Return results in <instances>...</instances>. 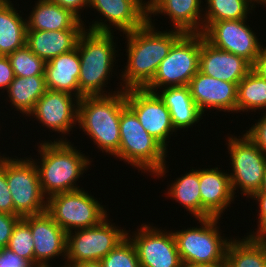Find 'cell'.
Returning <instances> with one entry per match:
<instances>
[{
	"label": "cell",
	"mask_w": 266,
	"mask_h": 267,
	"mask_svg": "<svg viewBox=\"0 0 266 267\" xmlns=\"http://www.w3.org/2000/svg\"><path fill=\"white\" fill-rule=\"evenodd\" d=\"M183 267H229L227 260L220 261L215 264H196V265H184Z\"/></svg>",
	"instance_id": "7bdbcfd3"
},
{
	"label": "cell",
	"mask_w": 266,
	"mask_h": 267,
	"mask_svg": "<svg viewBox=\"0 0 266 267\" xmlns=\"http://www.w3.org/2000/svg\"><path fill=\"white\" fill-rule=\"evenodd\" d=\"M45 75L30 77L15 76L7 88V95L17 111L21 114H29L34 110L38 99L47 91Z\"/></svg>",
	"instance_id": "4316f807"
},
{
	"label": "cell",
	"mask_w": 266,
	"mask_h": 267,
	"mask_svg": "<svg viewBox=\"0 0 266 267\" xmlns=\"http://www.w3.org/2000/svg\"><path fill=\"white\" fill-rule=\"evenodd\" d=\"M125 106L126 90L106 96H83L79 100V129L93 139L102 153L115 155L119 151V124Z\"/></svg>",
	"instance_id": "3957f363"
},
{
	"label": "cell",
	"mask_w": 266,
	"mask_h": 267,
	"mask_svg": "<svg viewBox=\"0 0 266 267\" xmlns=\"http://www.w3.org/2000/svg\"><path fill=\"white\" fill-rule=\"evenodd\" d=\"M252 127L246 130V135L266 155V112Z\"/></svg>",
	"instance_id": "8d00e7d4"
},
{
	"label": "cell",
	"mask_w": 266,
	"mask_h": 267,
	"mask_svg": "<svg viewBox=\"0 0 266 267\" xmlns=\"http://www.w3.org/2000/svg\"><path fill=\"white\" fill-rule=\"evenodd\" d=\"M35 4L26 18L27 31L85 29L83 21L68 9L50 0H38Z\"/></svg>",
	"instance_id": "7402d4cb"
},
{
	"label": "cell",
	"mask_w": 266,
	"mask_h": 267,
	"mask_svg": "<svg viewBox=\"0 0 266 267\" xmlns=\"http://www.w3.org/2000/svg\"><path fill=\"white\" fill-rule=\"evenodd\" d=\"M249 198L257 200L260 209L258 211L259 224L257 225L259 228L257 227L258 230L256 232L253 231L247 236L266 241V192H256Z\"/></svg>",
	"instance_id": "d590c367"
},
{
	"label": "cell",
	"mask_w": 266,
	"mask_h": 267,
	"mask_svg": "<svg viewBox=\"0 0 266 267\" xmlns=\"http://www.w3.org/2000/svg\"><path fill=\"white\" fill-rule=\"evenodd\" d=\"M64 138L60 137L53 142L42 141L38 145L41 160L35 164L41 189L47 198L57 193L80 189L76 181L91 164L89 157Z\"/></svg>",
	"instance_id": "7a4b0ae2"
},
{
	"label": "cell",
	"mask_w": 266,
	"mask_h": 267,
	"mask_svg": "<svg viewBox=\"0 0 266 267\" xmlns=\"http://www.w3.org/2000/svg\"><path fill=\"white\" fill-rule=\"evenodd\" d=\"M201 219L216 217L234 201L229 173L216 168L199 170Z\"/></svg>",
	"instance_id": "ffe728a7"
},
{
	"label": "cell",
	"mask_w": 266,
	"mask_h": 267,
	"mask_svg": "<svg viewBox=\"0 0 266 267\" xmlns=\"http://www.w3.org/2000/svg\"><path fill=\"white\" fill-rule=\"evenodd\" d=\"M148 17L167 15L174 30L183 33L203 32V6L201 0H148ZM201 7V8H200ZM202 9V10H201Z\"/></svg>",
	"instance_id": "44dd1931"
},
{
	"label": "cell",
	"mask_w": 266,
	"mask_h": 267,
	"mask_svg": "<svg viewBox=\"0 0 266 267\" xmlns=\"http://www.w3.org/2000/svg\"><path fill=\"white\" fill-rule=\"evenodd\" d=\"M239 239L229 240L226 250L229 267H266V241L249 236Z\"/></svg>",
	"instance_id": "83f0119b"
},
{
	"label": "cell",
	"mask_w": 266,
	"mask_h": 267,
	"mask_svg": "<svg viewBox=\"0 0 266 267\" xmlns=\"http://www.w3.org/2000/svg\"><path fill=\"white\" fill-rule=\"evenodd\" d=\"M167 192L170 199L179 202L197 220L201 219V193L199 182V169L189 170L180 178L174 180Z\"/></svg>",
	"instance_id": "f1b7e54d"
},
{
	"label": "cell",
	"mask_w": 266,
	"mask_h": 267,
	"mask_svg": "<svg viewBox=\"0 0 266 267\" xmlns=\"http://www.w3.org/2000/svg\"><path fill=\"white\" fill-rule=\"evenodd\" d=\"M108 216L98 225L67 233L66 267L85 261H101L127 238L125 229H118ZM74 234V235H73Z\"/></svg>",
	"instance_id": "9c48e42d"
},
{
	"label": "cell",
	"mask_w": 266,
	"mask_h": 267,
	"mask_svg": "<svg viewBox=\"0 0 266 267\" xmlns=\"http://www.w3.org/2000/svg\"><path fill=\"white\" fill-rule=\"evenodd\" d=\"M120 146L113 156L130 163L140 171L163 177L166 170L167 150L141 125L136 114L126 105L121 111Z\"/></svg>",
	"instance_id": "5b68a950"
},
{
	"label": "cell",
	"mask_w": 266,
	"mask_h": 267,
	"mask_svg": "<svg viewBox=\"0 0 266 267\" xmlns=\"http://www.w3.org/2000/svg\"><path fill=\"white\" fill-rule=\"evenodd\" d=\"M14 75L30 77L44 75L45 62L33 53L27 45L8 55Z\"/></svg>",
	"instance_id": "1f68e13d"
},
{
	"label": "cell",
	"mask_w": 266,
	"mask_h": 267,
	"mask_svg": "<svg viewBox=\"0 0 266 267\" xmlns=\"http://www.w3.org/2000/svg\"><path fill=\"white\" fill-rule=\"evenodd\" d=\"M246 21L247 19L213 22L202 34L212 46L240 56L252 65L261 44L252 28L246 25Z\"/></svg>",
	"instance_id": "5bb4252c"
},
{
	"label": "cell",
	"mask_w": 266,
	"mask_h": 267,
	"mask_svg": "<svg viewBox=\"0 0 266 267\" xmlns=\"http://www.w3.org/2000/svg\"><path fill=\"white\" fill-rule=\"evenodd\" d=\"M260 2H261V5L263 4V6L264 5H266V0H259Z\"/></svg>",
	"instance_id": "7dc6e473"
},
{
	"label": "cell",
	"mask_w": 266,
	"mask_h": 267,
	"mask_svg": "<svg viewBox=\"0 0 266 267\" xmlns=\"http://www.w3.org/2000/svg\"><path fill=\"white\" fill-rule=\"evenodd\" d=\"M28 260L20 257L7 247L0 249V267H35Z\"/></svg>",
	"instance_id": "f35d334b"
},
{
	"label": "cell",
	"mask_w": 266,
	"mask_h": 267,
	"mask_svg": "<svg viewBox=\"0 0 266 267\" xmlns=\"http://www.w3.org/2000/svg\"><path fill=\"white\" fill-rule=\"evenodd\" d=\"M50 1L60 5L61 7L65 8V9L70 10L80 20H81V15L79 14L80 11L82 9L88 7V4H89V0H50Z\"/></svg>",
	"instance_id": "60d3db41"
},
{
	"label": "cell",
	"mask_w": 266,
	"mask_h": 267,
	"mask_svg": "<svg viewBox=\"0 0 266 267\" xmlns=\"http://www.w3.org/2000/svg\"><path fill=\"white\" fill-rule=\"evenodd\" d=\"M201 33H184L162 60L151 83L145 88L157 92V88L188 86L199 71Z\"/></svg>",
	"instance_id": "52a82bcc"
},
{
	"label": "cell",
	"mask_w": 266,
	"mask_h": 267,
	"mask_svg": "<svg viewBox=\"0 0 266 267\" xmlns=\"http://www.w3.org/2000/svg\"><path fill=\"white\" fill-rule=\"evenodd\" d=\"M252 64L251 70L255 72L259 77L266 79V47H262Z\"/></svg>",
	"instance_id": "b9f144b4"
},
{
	"label": "cell",
	"mask_w": 266,
	"mask_h": 267,
	"mask_svg": "<svg viewBox=\"0 0 266 267\" xmlns=\"http://www.w3.org/2000/svg\"><path fill=\"white\" fill-rule=\"evenodd\" d=\"M228 137V152L232 171L229 174L232 192L240 189L242 196L249 198L260 191L265 168L266 155L249 139L246 134Z\"/></svg>",
	"instance_id": "8fae6325"
},
{
	"label": "cell",
	"mask_w": 266,
	"mask_h": 267,
	"mask_svg": "<svg viewBox=\"0 0 266 267\" xmlns=\"http://www.w3.org/2000/svg\"><path fill=\"white\" fill-rule=\"evenodd\" d=\"M10 0H0V55L8 56L26 45L27 23Z\"/></svg>",
	"instance_id": "484cf974"
},
{
	"label": "cell",
	"mask_w": 266,
	"mask_h": 267,
	"mask_svg": "<svg viewBox=\"0 0 266 267\" xmlns=\"http://www.w3.org/2000/svg\"><path fill=\"white\" fill-rule=\"evenodd\" d=\"M251 67L244 58L212 46L201 33L199 70L202 73L237 85L251 71Z\"/></svg>",
	"instance_id": "d6986e66"
},
{
	"label": "cell",
	"mask_w": 266,
	"mask_h": 267,
	"mask_svg": "<svg viewBox=\"0 0 266 267\" xmlns=\"http://www.w3.org/2000/svg\"><path fill=\"white\" fill-rule=\"evenodd\" d=\"M5 157V175L13 201V215L21 218L47 211V197L39 181L35 160ZM46 199V200H45Z\"/></svg>",
	"instance_id": "ba28073f"
},
{
	"label": "cell",
	"mask_w": 266,
	"mask_h": 267,
	"mask_svg": "<svg viewBox=\"0 0 266 267\" xmlns=\"http://www.w3.org/2000/svg\"><path fill=\"white\" fill-rule=\"evenodd\" d=\"M142 224L127 237L134 244L140 267H183L172 231Z\"/></svg>",
	"instance_id": "7c38bea8"
},
{
	"label": "cell",
	"mask_w": 266,
	"mask_h": 267,
	"mask_svg": "<svg viewBox=\"0 0 266 267\" xmlns=\"http://www.w3.org/2000/svg\"><path fill=\"white\" fill-rule=\"evenodd\" d=\"M259 0H207L203 14V31L213 22L247 19L250 10H254Z\"/></svg>",
	"instance_id": "f546056e"
},
{
	"label": "cell",
	"mask_w": 266,
	"mask_h": 267,
	"mask_svg": "<svg viewBox=\"0 0 266 267\" xmlns=\"http://www.w3.org/2000/svg\"><path fill=\"white\" fill-rule=\"evenodd\" d=\"M7 248L34 264V241L30 225L23 218L13 228Z\"/></svg>",
	"instance_id": "d6a6232c"
},
{
	"label": "cell",
	"mask_w": 266,
	"mask_h": 267,
	"mask_svg": "<svg viewBox=\"0 0 266 267\" xmlns=\"http://www.w3.org/2000/svg\"><path fill=\"white\" fill-rule=\"evenodd\" d=\"M188 87L191 97L203 114L209 108L223 112H236L237 85L235 83L210 77L199 70L190 80Z\"/></svg>",
	"instance_id": "ac0fdd59"
},
{
	"label": "cell",
	"mask_w": 266,
	"mask_h": 267,
	"mask_svg": "<svg viewBox=\"0 0 266 267\" xmlns=\"http://www.w3.org/2000/svg\"><path fill=\"white\" fill-rule=\"evenodd\" d=\"M15 75L8 56L0 55V89L7 90Z\"/></svg>",
	"instance_id": "ab89813d"
},
{
	"label": "cell",
	"mask_w": 266,
	"mask_h": 267,
	"mask_svg": "<svg viewBox=\"0 0 266 267\" xmlns=\"http://www.w3.org/2000/svg\"><path fill=\"white\" fill-rule=\"evenodd\" d=\"M84 30L27 31L26 45L46 63L75 49Z\"/></svg>",
	"instance_id": "cb8c5ba5"
},
{
	"label": "cell",
	"mask_w": 266,
	"mask_h": 267,
	"mask_svg": "<svg viewBox=\"0 0 266 267\" xmlns=\"http://www.w3.org/2000/svg\"><path fill=\"white\" fill-rule=\"evenodd\" d=\"M257 109L266 110V79L251 70L237 84L236 113Z\"/></svg>",
	"instance_id": "4dcf8cb0"
},
{
	"label": "cell",
	"mask_w": 266,
	"mask_h": 267,
	"mask_svg": "<svg viewBox=\"0 0 266 267\" xmlns=\"http://www.w3.org/2000/svg\"><path fill=\"white\" fill-rule=\"evenodd\" d=\"M113 32H94L84 30L77 41L76 47L80 57L79 99L83 96H106L110 93L104 91L106 82L112 75L113 64L116 59V43ZM106 92V93H105ZM108 93V94H107Z\"/></svg>",
	"instance_id": "277c9868"
},
{
	"label": "cell",
	"mask_w": 266,
	"mask_h": 267,
	"mask_svg": "<svg viewBox=\"0 0 266 267\" xmlns=\"http://www.w3.org/2000/svg\"><path fill=\"white\" fill-rule=\"evenodd\" d=\"M102 267H140L134 244L127 237L102 260Z\"/></svg>",
	"instance_id": "836d02e7"
},
{
	"label": "cell",
	"mask_w": 266,
	"mask_h": 267,
	"mask_svg": "<svg viewBox=\"0 0 266 267\" xmlns=\"http://www.w3.org/2000/svg\"><path fill=\"white\" fill-rule=\"evenodd\" d=\"M220 218L198 219L200 227L173 232L184 265L215 264L226 259L230 239L223 238L217 226Z\"/></svg>",
	"instance_id": "8992f818"
},
{
	"label": "cell",
	"mask_w": 266,
	"mask_h": 267,
	"mask_svg": "<svg viewBox=\"0 0 266 267\" xmlns=\"http://www.w3.org/2000/svg\"><path fill=\"white\" fill-rule=\"evenodd\" d=\"M161 92V93H160ZM156 92L169 109L171 121L175 130L192 127L198 123L203 115L191 97L188 86L163 88Z\"/></svg>",
	"instance_id": "d4e9b609"
},
{
	"label": "cell",
	"mask_w": 266,
	"mask_h": 267,
	"mask_svg": "<svg viewBox=\"0 0 266 267\" xmlns=\"http://www.w3.org/2000/svg\"><path fill=\"white\" fill-rule=\"evenodd\" d=\"M82 189L57 193L47 199V212L66 233L96 226L108 216L103 205Z\"/></svg>",
	"instance_id": "30bf717a"
},
{
	"label": "cell",
	"mask_w": 266,
	"mask_h": 267,
	"mask_svg": "<svg viewBox=\"0 0 266 267\" xmlns=\"http://www.w3.org/2000/svg\"><path fill=\"white\" fill-rule=\"evenodd\" d=\"M20 219L18 215L0 213V249L7 247L13 228Z\"/></svg>",
	"instance_id": "74e56055"
},
{
	"label": "cell",
	"mask_w": 266,
	"mask_h": 267,
	"mask_svg": "<svg viewBox=\"0 0 266 267\" xmlns=\"http://www.w3.org/2000/svg\"><path fill=\"white\" fill-rule=\"evenodd\" d=\"M35 267H52V265L50 266V264L49 265H47V264H38V265H36ZM60 267V266H59ZM61 267H66L65 265H63V266H61Z\"/></svg>",
	"instance_id": "bcb514c9"
},
{
	"label": "cell",
	"mask_w": 266,
	"mask_h": 267,
	"mask_svg": "<svg viewBox=\"0 0 266 267\" xmlns=\"http://www.w3.org/2000/svg\"><path fill=\"white\" fill-rule=\"evenodd\" d=\"M23 219L30 225L34 241V264L49 265L56 256L66 260L67 233L47 211Z\"/></svg>",
	"instance_id": "e0dca14e"
},
{
	"label": "cell",
	"mask_w": 266,
	"mask_h": 267,
	"mask_svg": "<svg viewBox=\"0 0 266 267\" xmlns=\"http://www.w3.org/2000/svg\"><path fill=\"white\" fill-rule=\"evenodd\" d=\"M126 105L136 114L144 129L167 150L169 135L176 130L169 109L158 94L146 89H128Z\"/></svg>",
	"instance_id": "4fadbf2b"
},
{
	"label": "cell",
	"mask_w": 266,
	"mask_h": 267,
	"mask_svg": "<svg viewBox=\"0 0 266 267\" xmlns=\"http://www.w3.org/2000/svg\"><path fill=\"white\" fill-rule=\"evenodd\" d=\"M127 38L128 60L123 69L120 90L145 89L172 45L184 34L178 30L157 31L152 18L138 29L124 33ZM125 85V86H124ZM122 86V87H121Z\"/></svg>",
	"instance_id": "6da1fadb"
},
{
	"label": "cell",
	"mask_w": 266,
	"mask_h": 267,
	"mask_svg": "<svg viewBox=\"0 0 266 267\" xmlns=\"http://www.w3.org/2000/svg\"><path fill=\"white\" fill-rule=\"evenodd\" d=\"M44 75L48 90L67 92L79 98L80 57L78 48L46 62Z\"/></svg>",
	"instance_id": "603a6c76"
},
{
	"label": "cell",
	"mask_w": 266,
	"mask_h": 267,
	"mask_svg": "<svg viewBox=\"0 0 266 267\" xmlns=\"http://www.w3.org/2000/svg\"><path fill=\"white\" fill-rule=\"evenodd\" d=\"M79 100L67 92L47 90L38 99L29 116L36 117V120L49 130L61 132L65 136L78 123Z\"/></svg>",
	"instance_id": "2e32d148"
},
{
	"label": "cell",
	"mask_w": 266,
	"mask_h": 267,
	"mask_svg": "<svg viewBox=\"0 0 266 267\" xmlns=\"http://www.w3.org/2000/svg\"><path fill=\"white\" fill-rule=\"evenodd\" d=\"M88 7L96 9L105 17L104 22L102 19V22L95 21L87 29L94 32H113V29H110L112 25L115 29L127 33L148 21V2L144 0H89Z\"/></svg>",
	"instance_id": "9a60e30c"
},
{
	"label": "cell",
	"mask_w": 266,
	"mask_h": 267,
	"mask_svg": "<svg viewBox=\"0 0 266 267\" xmlns=\"http://www.w3.org/2000/svg\"><path fill=\"white\" fill-rule=\"evenodd\" d=\"M259 192H266V168H265V173H264L262 185H261Z\"/></svg>",
	"instance_id": "f6af8a7d"
},
{
	"label": "cell",
	"mask_w": 266,
	"mask_h": 267,
	"mask_svg": "<svg viewBox=\"0 0 266 267\" xmlns=\"http://www.w3.org/2000/svg\"><path fill=\"white\" fill-rule=\"evenodd\" d=\"M73 267H102L101 261H85Z\"/></svg>",
	"instance_id": "ee69618b"
},
{
	"label": "cell",
	"mask_w": 266,
	"mask_h": 267,
	"mask_svg": "<svg viewBox=\"0 0 266 267\" xmlns=\"http://www.w3.org/2000/svg\"><path fill=\"white\" fill-rule=\"evenodd\" d=\"M4 156L0 154V213L13 215V201L6 180Z\"/></svg>",
	"instance_id": "e575fe53"
}]
</instances>
